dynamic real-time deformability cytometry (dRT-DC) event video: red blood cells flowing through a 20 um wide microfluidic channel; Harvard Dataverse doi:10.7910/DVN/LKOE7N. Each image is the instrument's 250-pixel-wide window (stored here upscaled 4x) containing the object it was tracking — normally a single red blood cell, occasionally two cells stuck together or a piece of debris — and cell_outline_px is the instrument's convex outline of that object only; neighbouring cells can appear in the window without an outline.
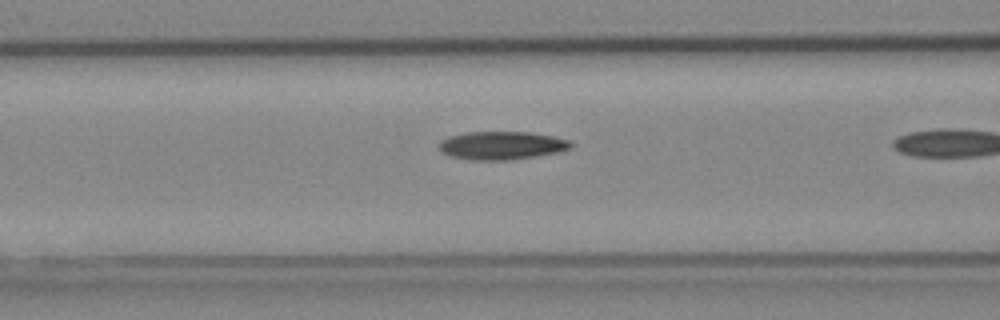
{"species": "Egyptian fruit bat (a non-hibernating species)", "species_latin": "Rousettus aegyptiacus", "temperature_condition": "cold", "stored_images_in_passage": 19, "camera_frame_rate_fps": 3000, "um_per_image_px": 0.085, "animal": {"sex": "female"}, "frame": {"image": 1, "passage_image": 18, "time_ms": 5.667, "image_size_px": [1000, 320], "cell_outline_px": [[572, 148], [560, 152], [512, 160], [472, 160], [452, 156], [440, 152], [440, 140], [448, 136], [468, 132], [532, 132], [572, 140]], "centroid_in_image_um": [42.68, 12.36], "position_along_channel_um": 123.9, "area_um2": 21.85}}